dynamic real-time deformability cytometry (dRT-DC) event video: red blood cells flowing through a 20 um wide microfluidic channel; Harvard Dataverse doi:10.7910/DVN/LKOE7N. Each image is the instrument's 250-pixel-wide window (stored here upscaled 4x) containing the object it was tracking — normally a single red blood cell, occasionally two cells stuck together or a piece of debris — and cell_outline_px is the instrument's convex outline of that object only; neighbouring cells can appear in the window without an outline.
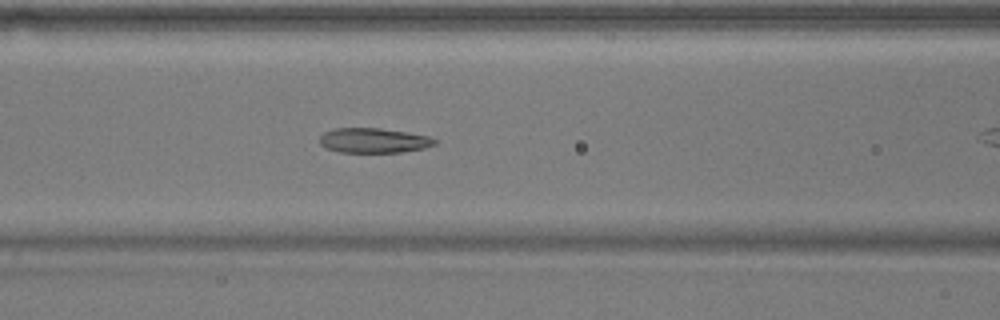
{"species": "common noctule bat (a hibernating species)", "species_latin": "Nyctalus noctula", "temperature_condition": "warm", "stored_images_in_passage": 39, "camera_frame_rate_fps": 3000, "um_per_image_px": 0.085, "animal": {"sex": "male", "body_mass_g": 17.9}, "frame": {"image": 1, "passage_image": 15, "time_ms": 4.667, "image_size_px": [1000, 320], "cell_outline_px": [[436, 144], [424, 148], [400, 152], [340, 152], [324, 148], [320, 144], [320, 136], [324, 132], [336, 128], [380, 128], [428, 136], [436, 140]], "centroid_in_image_um": [31.72, 11.94], "position_along_channel_um": 134.9, "area_um2": 16.53}}
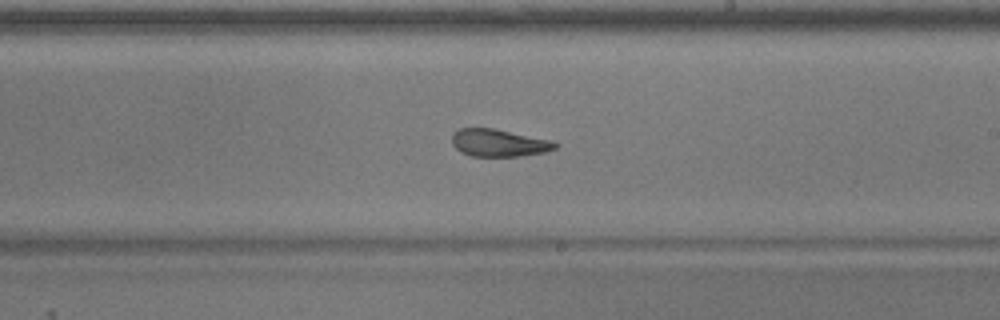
{"frame": {"image": 2, "passage_image": 24, "time_ms": 7.667, "image_size_px": [1000, 320], "cell_outline_px": [[560, 144], [556, 148], [544, 152], [520, 156], [472, 156], [460, 152], [452, 144], [452, 132], [460, 128], [492, 128], [552, 140]], "centroid_in_image_um": [42.39, 12.14], "position_along_channel_um": 246.6, "area_um2": 16.53}, "authors_computed_cell_mechanics": {"area_um2": 16.9932, "velocity_mm_per_s": 3.7295, "shape_relaxation_time_tau1_ms": null, "shape_relaxation_time_tau2_ms": 2.9067, "deformation_change_tau1": null, "deformation_change_tau2": 0.1217}}